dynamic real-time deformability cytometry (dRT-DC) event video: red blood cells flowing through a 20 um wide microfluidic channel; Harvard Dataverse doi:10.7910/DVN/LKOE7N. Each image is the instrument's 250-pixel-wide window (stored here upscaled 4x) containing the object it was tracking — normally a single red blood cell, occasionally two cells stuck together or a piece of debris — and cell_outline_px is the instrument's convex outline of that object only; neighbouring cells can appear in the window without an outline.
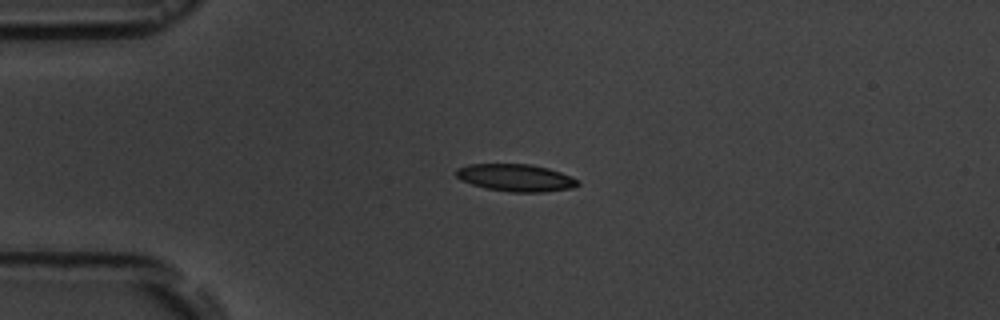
{"species": "common noctule bat (a hibernating species)", "species_latin": "Nyctalus noctula", "temperature_condition": "room temperature", "stored_images_in_passage": 4, "camera_frame_rate_fps": 3000, "um_per_image_px": 0.085, "animal": {"sex": "male", "body_mass_g": 19.5, "forearm_length_mm": 54.6}, "frame": {"image": 1, "passage_image": 3, "time_ms": 2.667, "image_size_px": [1000, 320], "cell_outline_px": [[580, 184], [572, 188], [544, 192], [512, 192], [484, 188], [460, 180], [456, 176], [456, 168], [468, 164], [528, 164], [548, 168], [560, 172], [580, 180]], "centroid_in_image_um": [43.83, 15.11], "position_along_channel_um": 41.2, "area_um2": 19.42}}